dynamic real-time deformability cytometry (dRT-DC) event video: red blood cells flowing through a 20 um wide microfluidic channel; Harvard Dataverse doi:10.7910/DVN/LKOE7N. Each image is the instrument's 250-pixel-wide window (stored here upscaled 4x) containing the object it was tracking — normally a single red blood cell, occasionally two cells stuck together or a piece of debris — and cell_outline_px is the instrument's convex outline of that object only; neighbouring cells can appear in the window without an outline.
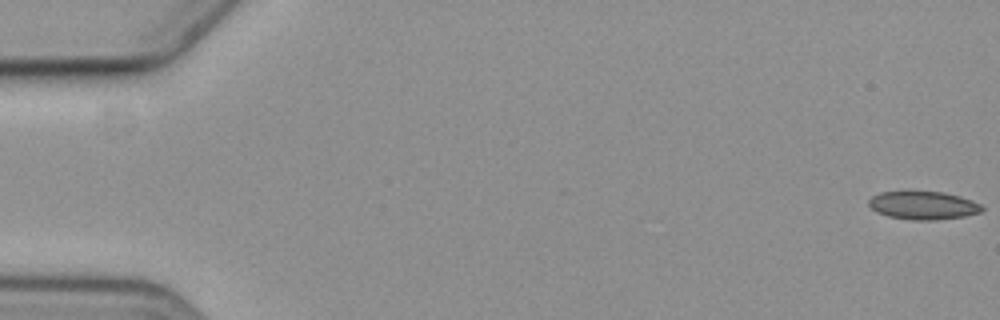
{"species": "common noctule bat (a hibernating species)", "species_latin": "Nyctalus noctula", "temperature_condition": "cold", "stored_images_in_passage": 5, "camera_frame_rate_fps": 3000, "um_per_image_px": 0.085, "animal": {"sex": "female", "body_mass_g": 19.3, "forearm_length_mm": 54.1}, "frame": {"image": 1, "passage_image": 1, "time_ms": 0.0, "image_size_px": [1000, 320], "cell_outline_px": [[984, 208], [980, 212], [964, 216], [936, 220], [912, 220], [888, 216], [876, 212], [868, 204], [868, 200], [872, 196], [880, 192], [944, 192], [960, 196], [972, 200], [980, 204]], "centroid_in_image_um": [78.47, 17.46], "position_along_channel_um": 6.5, "area_um2": 18.5}}